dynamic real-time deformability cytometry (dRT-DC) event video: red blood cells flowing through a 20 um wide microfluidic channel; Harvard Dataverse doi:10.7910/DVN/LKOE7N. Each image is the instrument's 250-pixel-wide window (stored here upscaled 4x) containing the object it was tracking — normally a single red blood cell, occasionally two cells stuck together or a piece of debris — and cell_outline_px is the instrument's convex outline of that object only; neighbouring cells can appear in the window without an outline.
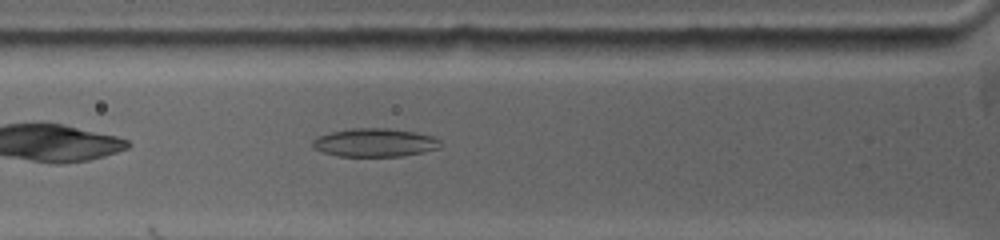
{"species": "common noctule bat (a hibernating species)", "species_latin": "Nyctalus noctula", "temperature_condition": "warm", "stored_images_in_passage": 72, "camera_frame_rate_fps": 5000, "um_per_image_px": 0.085, "animal": {"sex": "female", "body_mass_g": 19.0, "forearm_length_mm": 53.3}, "frame": {"image": 1, "passage_image": 6, "time_ms": 1.0, "image_size_px": [1000, 240], "cell_outline_px": [[440, 148], [400, 156], [340, 156], [324, 152], [312, 148], [312, 140], [320, 136], [332, 132], [352, 128], [388, 128], [412, 132], [432, 136], [440, 140]], "centroid_in_image_um": [31.83, 12.12], "position_along_channel_um": 94.0, "area_um2": 20.81}}
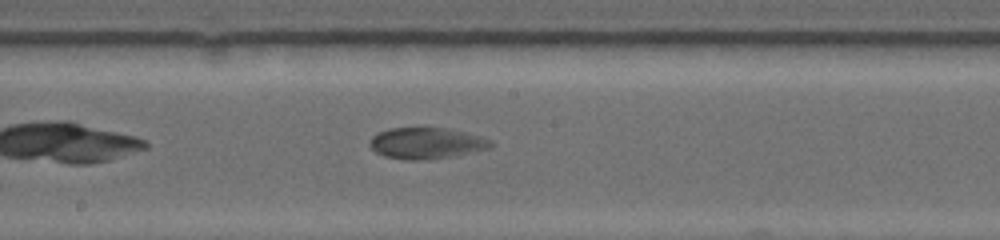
{"frame": {"image": 2, "passage_image": 22, "time_ms": 4.2, "image_size_px": [1000, 240], "cell_outline_px": [[492, 144], [488, 148], [444, 156], [412, 160], [384, 156], [376, 152], [372, 148], [372, 136], [388, 128], [448, 128], [480, 136], [488, 140]], "centroid_in_image_um": [36.18, 12.14], "position_along_channel_um": 212.0, "area_um2": 20.92}}
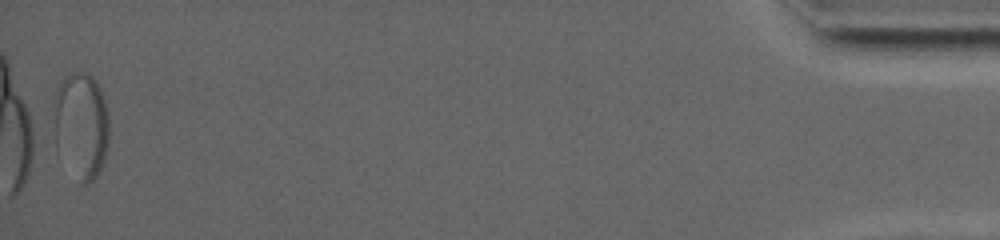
{"frame": {"image": 3, "passage_image": 72, "time_ms": 14.2, "image_size_px": [1000, 240], "cell_outline_px": [[108, 148], [100, 172], [88, 184], [80, 184], [56, 148], [56, 88], [60, 80], [76, 72], [84, 72], [92, 76], [100, 88], [108, 112]], "centroid_in_image_um": [6.94, 10.68], "position_along_channel_um": 428.3, "area_um2": 33.93}}